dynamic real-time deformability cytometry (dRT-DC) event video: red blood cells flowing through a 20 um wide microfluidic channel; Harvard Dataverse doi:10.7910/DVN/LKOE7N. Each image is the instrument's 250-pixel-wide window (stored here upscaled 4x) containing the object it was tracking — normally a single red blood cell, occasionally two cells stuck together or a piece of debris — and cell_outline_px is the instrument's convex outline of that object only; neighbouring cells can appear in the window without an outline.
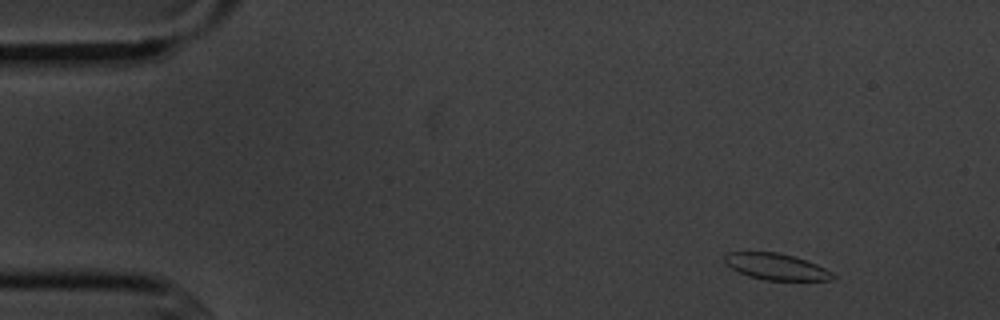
{"species": "common noctule bat (a hibernating species)", "species_latin": "Nyctalus noctula", "temperature_condition": "cold", "stored_images_in_passage": 4, "camera_frame_rate_fps": 3000, "um_per_image_px": 0.085, "animal": {"sex": "male", "body_mass_g": 20.1, "forearm_length_mm": 53.5}, "frame": {"image": 1, "passage_image": 1, "time_ms": 0.0, "image_size_px": [1000, 320], "cell_outline_px": [[836, 280], [764, 280], [748, 276], [732, 268], [724, 260], [724, 256], [728, 252], [780, 252], [796, 256], [816, 264], [832, 272], [836, 276]], "centroid_in_image_um": [66.02, 22.66], "position_along_channel_um": 19.0, "area_um2": 16.65}}
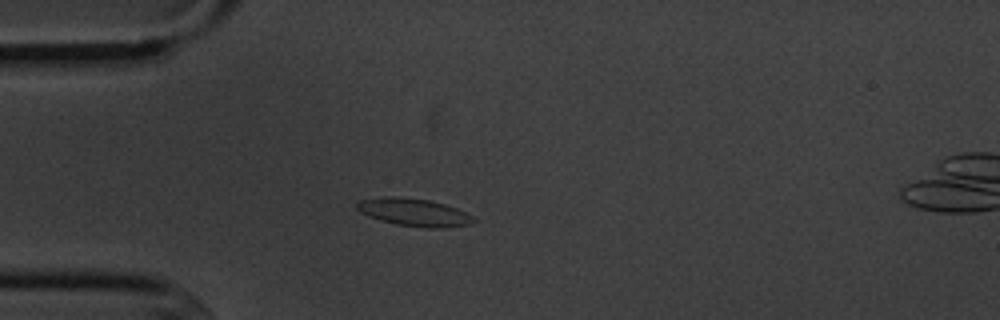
{"frame": {"image": 2, "passage_image": 3, "time_ms": 3.0, "image_size_px": [1000, 320], "cell_outline_px": [[476, 220], [472, 224], [440, 228], [428, 228], [396, 224], [380, 220], [360, 212], [356, 208], [356, 204], [360, 200], [392, 196], [400, 196], [428, 200], [444, 204], [456, 208], [472, 216]], "centroid_in_image_um": [35.2, 18.05], "position_along_channel_um": 49.8, "area_um2": 18.61}}